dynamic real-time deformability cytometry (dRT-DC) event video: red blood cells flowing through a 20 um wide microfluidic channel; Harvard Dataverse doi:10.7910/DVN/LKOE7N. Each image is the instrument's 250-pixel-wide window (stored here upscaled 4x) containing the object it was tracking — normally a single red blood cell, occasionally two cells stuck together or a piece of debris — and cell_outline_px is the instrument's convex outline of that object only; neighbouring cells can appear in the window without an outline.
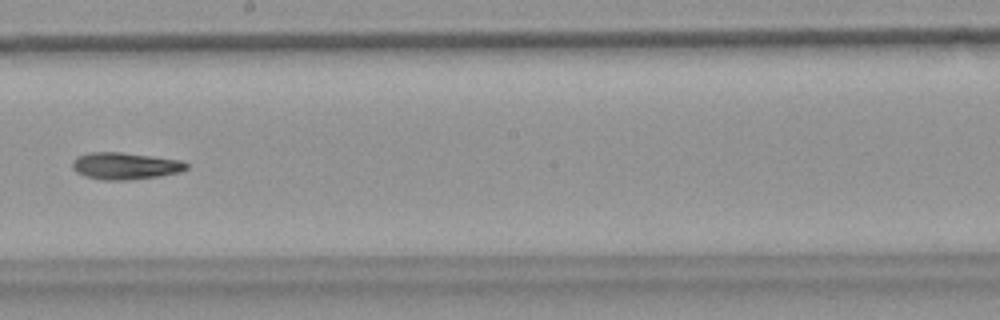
{"species": "common noctule bat (a hibernating species)", "species_latin": "Nyctalus noctula", "temperature_condition": "warm", "stored_images_in_passage": 9, "camera_frame_rate_fps": 3000, "um_per_image_px": 0.085, "animal": {"sex": "female", "body_mass_g": 18.4}, "frame": {"image": 1, "passage_image": 9, "time_ms": 2.667, "image_size_px": [1000, 320], "cell_outline_px": [[188, 168], [180, 172], [160, 176], [128, 180], [104, 180], [84, 176], [76, 172], [72, 168], [72, 160], [76, 156], [88, 152], [120, 152], [184, 160], [188, 164]], "centroid_in_image_um": [10.63, 14.1], "position_along_channel_um": 237.6, "area_um2": 18.15}}